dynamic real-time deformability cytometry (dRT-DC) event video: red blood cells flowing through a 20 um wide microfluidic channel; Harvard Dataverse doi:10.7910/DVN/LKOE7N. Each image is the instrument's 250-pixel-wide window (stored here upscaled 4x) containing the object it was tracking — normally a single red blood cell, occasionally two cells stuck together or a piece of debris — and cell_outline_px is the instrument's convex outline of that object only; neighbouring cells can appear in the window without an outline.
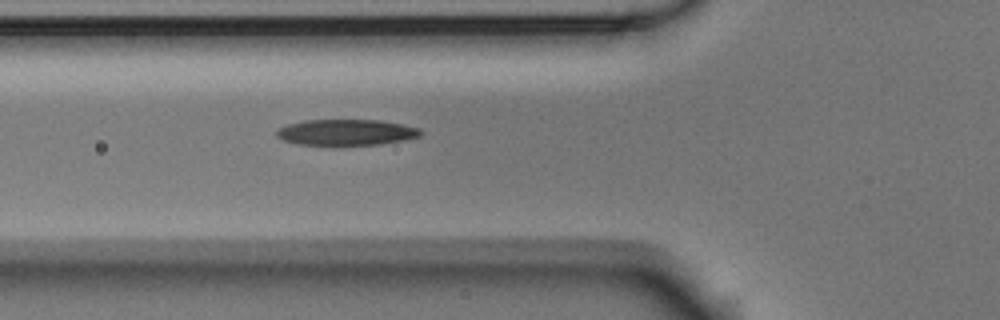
{"species": "Egyptian fruit bat (a non-hibernating species)", "species_latin": "Rousettus aegyptiacus", "temperature_condition": "room temperature", "stored_images_in_passage": 2, "camera_frame_rate_fps": 3000, "um_per_image_px": 0.085, "animal": {"sex": "male"}, "frame": {"image": 1, "passage_image": 2, "time_ms": 0.333, "image_size_px": [1000, 320], "cell_outline_px": [[424, 132], [420, 136], [404, 140], [380, 144], [296, 144], [284, 140], [276, 136], [276, 132], [280, 128], [288, 124], [304, 120], [380, 120], [404, 124], [420, 128]], "centroid_in_image_um": [29.48, 11.23], "position_along_channel_um": 96.3, "area_um2": 21.62}}